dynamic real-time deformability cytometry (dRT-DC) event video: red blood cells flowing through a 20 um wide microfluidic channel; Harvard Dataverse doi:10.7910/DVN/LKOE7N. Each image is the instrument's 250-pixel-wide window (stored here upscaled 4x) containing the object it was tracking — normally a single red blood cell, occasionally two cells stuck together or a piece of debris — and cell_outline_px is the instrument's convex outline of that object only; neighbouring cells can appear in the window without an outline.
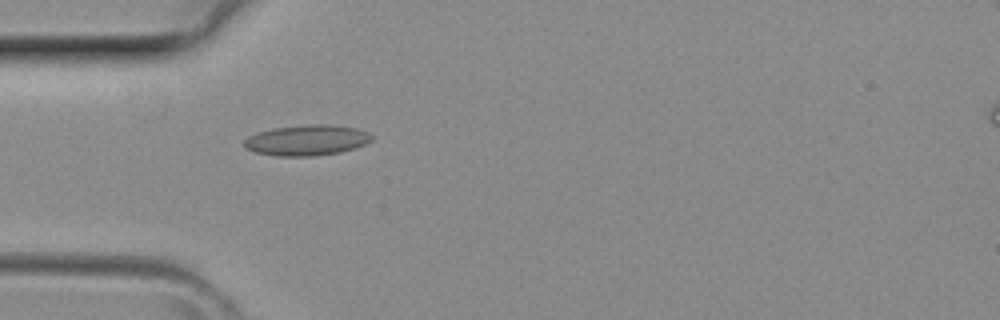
{"species": "common noctule bat (a hibernating species)", "species_latin": "Nyctalus noctula", "temperature_condition": "room temperature", "stored_images_in_passage": 3, "camera_frame_rate_fps": 3000, "um_per_image_px": 0.085, "animal": {"sex": "female", "body_mass_g": 29.2, "forearm_length_mm": 56.3}, "frame": {"image": 1, "passage_image": 3, "time_ms": 0.667, "image_size_px": [1000, 320], "cell_outline_px": [[376, 136], [372, 140], [356, 148], [340, 152], [312, 156], [276, 156], [252, 152], [244, 148], [244, 140], [248, 136], [256, 132], [272, 128], [308, 124], [332, 124], [356, 128], [368, 132]], "centroid_in_image_um": [26.07, 11.91], "position_along_channel_um": 58.9, "area_um2": 23.18}}